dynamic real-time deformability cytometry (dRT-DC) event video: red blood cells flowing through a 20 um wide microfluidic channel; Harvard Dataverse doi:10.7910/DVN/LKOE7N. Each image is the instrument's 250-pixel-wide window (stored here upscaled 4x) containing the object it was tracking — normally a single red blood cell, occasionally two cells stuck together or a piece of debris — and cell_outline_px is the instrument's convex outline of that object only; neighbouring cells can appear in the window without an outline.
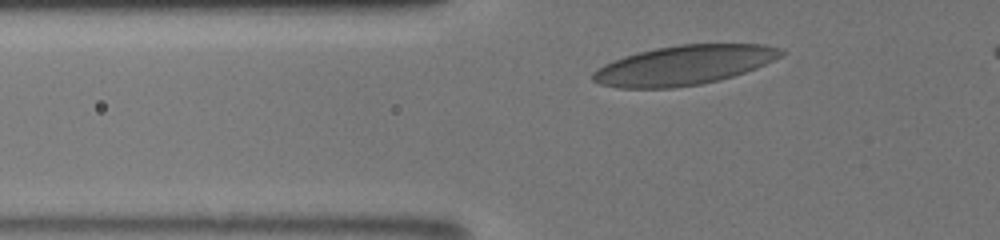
{"species": "human", "species_latin": "Homo sapiens", "temperature_condition": "room temperature", "stored_images_in_passage": 13, "camera_frame_rate_fps": 3000, "um_per_image_px": 0.085, "donor": {"sex": "male"}, "frame": {"image": 1, "passage_image": 5, "time_ms": 1.333, "image_size_px": [1000, 240], "cell_outline_px": [[784, 52], [780, 56], [756, 68], [732, 76], [700, 84], [672, 88], [620, 88], [600, 84], [592, 80], [592, 72], [596, 68], [604, 64], [624, 56], [656, 48], [680, 44], [764, 44], [780, 48]], "centroid_in_image_um": [58.09, 5.54], "position_along_channel_um": 67.7, "area_um2": 42.95}}
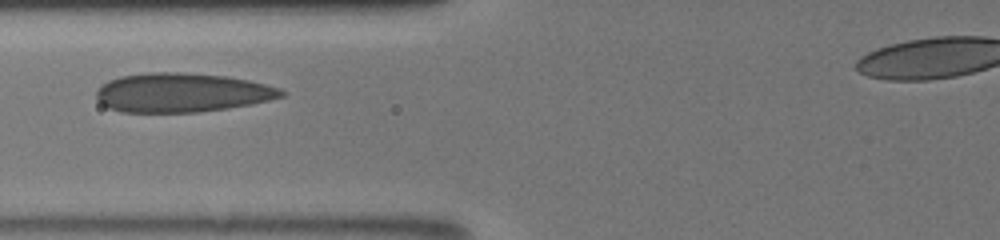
{"frame": {"image": 2, "passage_image": 8, "time_ms": 2.667, "image_size_px": [1000, 240], "cell_outline_px": [[288, 92], [284, 96], [252, 104], [228, 108], [200, 112], [120, 112], [108, 108], [100, 104], [96, 96], [96, 92], [100, 84], [108, 80], [120, 76], [148, 72], [180, 72], [228, 76], [248, 80], [280, 88]], "centroid_in_image_um": [15.43, 7.87], "position_along_channel_um": 110.4, "area_um2": 42.54}}
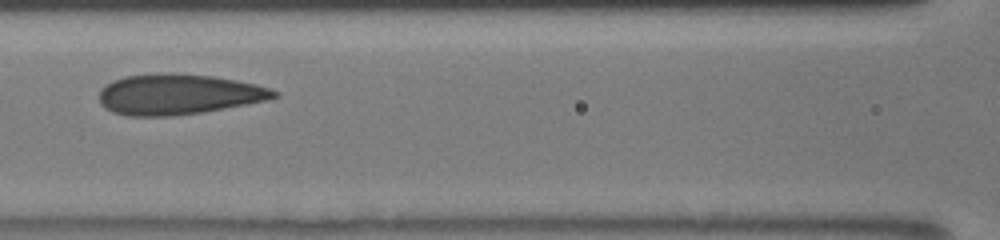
{"frame": {"image": 3, "passage_image": 11, "time_ms": 3.667, "image_size_px": [1000, 240], "cell_outline_px": [[280, 96], [264, 100], [204, 112], [172, 116], [128, 116], [112, 112], [104, 108], [100, 104], [100, 88], [112, 80], [124, 76], [156, 72], [172, 72], [216, 76], [256, 84], [280, 92]], "centroid_in_image_um": [15.12, 8.0], "position_along_channel_um": 151.5, "area_um2": 41.73}}